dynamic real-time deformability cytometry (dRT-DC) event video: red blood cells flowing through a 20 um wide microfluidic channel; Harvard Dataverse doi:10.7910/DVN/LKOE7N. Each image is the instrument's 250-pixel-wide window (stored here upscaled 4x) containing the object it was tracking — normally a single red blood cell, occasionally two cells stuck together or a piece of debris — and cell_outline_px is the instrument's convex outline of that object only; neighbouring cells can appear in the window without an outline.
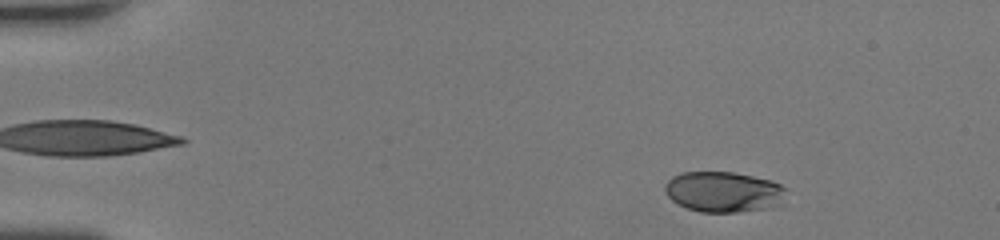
{"species": "human", "species_latin": "Homo sapiens", "temperature_condition": "room temperature", "stored_images_in_passage": 46, "camera_frame_rate_fps": 3000, "um_per_image_px": 0.085, "donor": {"sex": "female"}, "frame": {"image": 1, "passage_image": 4, "time_ms": 1.0, "image_size_px": [1000, 240], "cell_outline_px": [[784, 204], [772, 208], [736, 212], [700, 212], [688, 208], [672, 200], [668, 196], [664, 188], [664, 184], [672, 176], [680, 172], [732, 172], [772, 180], [780, 184], [784, 188]], "centroid_in_image_um": [61.52, 16.31], "position_along_channel_um": 23.5, "area_um2": 28.84}}
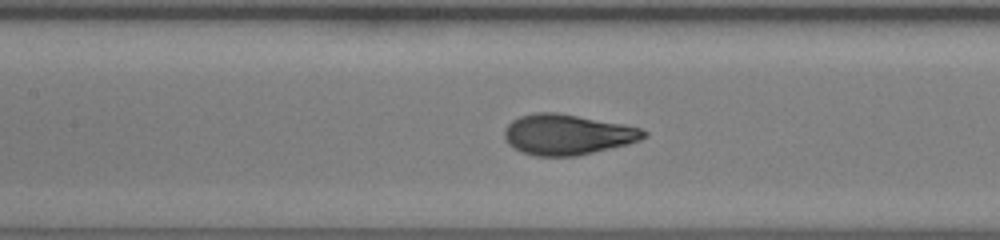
{"frame": {"image": 2, "passage_image": 21, "time_ms": 6.667, "image_size_px": [1000, 240], "cell_outline_px": [[648, 136], [640, 140], [628, 144], [576, 156], [536, 156], [520, 152], [512, 148], [508, 144], [504, 136], [504, 128], [512, 120], [520, 116], [536, 112], [556, 112], [624, 124], [640, 128], [648, 132]], "centroid_in_image_um": [48.21, 11.44], "position_along_channel_um": 159.2, "area_um2": 33.06}}
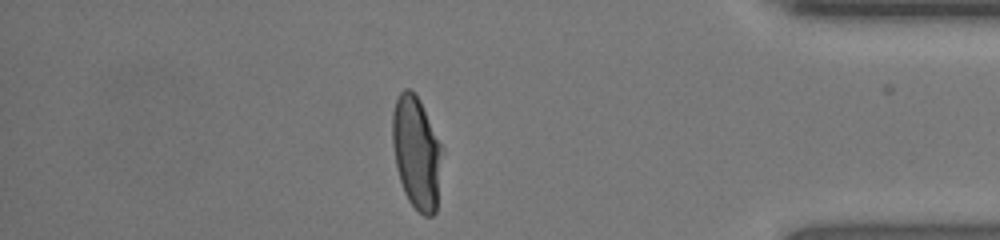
{"frame": {"image": 3, "passage_image": 40, "time_ms": 13.0, "image_size_px": [1000, 240], "cell_outline_px": [[444, 152], [436, 212], [432, 216], [424, 216], [408, 200], [404, 192], [396, 168], [392, 144], [392, 112], [396, 100], [400, 92], [404, 88], [408, 88], [420, 100], [444, 148]], "centroid_in_image_um": [35.43, 12.98], "position_along_channel_um": 399.8, "area_um2": 33.18}, "authors_computed_cell_mechanics": {"area_um2": 32.3969, "velocity_mm_per_s": 4.2702, "shape_relaxation_time_tau1_ms": 3.9052, "shape_relaxation_time_tau2_ms": null, "deformation_change_tau1": 0.2076, "deformation_change_tau2": null}}